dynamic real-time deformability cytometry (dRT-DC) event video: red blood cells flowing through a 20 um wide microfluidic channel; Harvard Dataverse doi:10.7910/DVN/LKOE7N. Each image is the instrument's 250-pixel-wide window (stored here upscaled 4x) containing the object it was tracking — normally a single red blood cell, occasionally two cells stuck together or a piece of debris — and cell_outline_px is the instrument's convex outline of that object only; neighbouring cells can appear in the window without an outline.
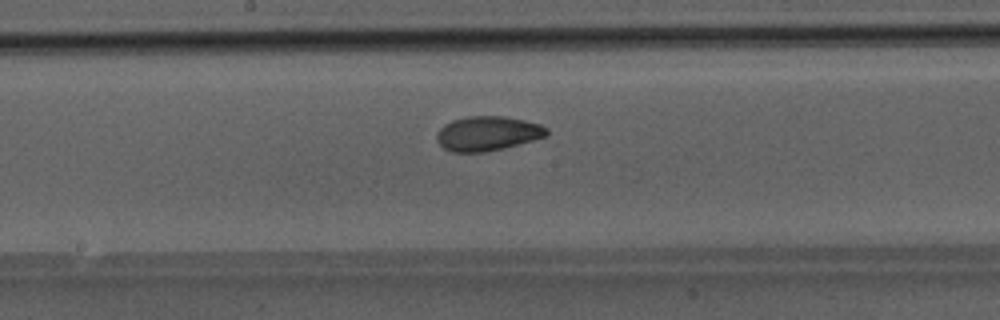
{"species": "Egyptian fruit bat (a non-hibernating species)", "species_latin": "Rousettus aegyptiacus", "temperature_condition": "room temperature", "stored_images_in_passage": 45, "camera_frame_rate_fps": 3000, "um_per_image_px": 0.085, "animal": {"sex": "male"}, "frame": {"image": 1, "passage_image": 23, "time_ms": 7.333, "image_size_px": [1000, 320], "cell_outline_px": [[548, 132], [544, 136], [532, 140], [504, 148], [484, 152], [452, 152], [444, 148], [436, 140], [436, 132], [444, 124], [452, 120], [468, 116], [504, 116], [524, 120], [540, 124], [548, 128]], "centroid_in_image_um": [41.4, 11.34], "position_along_channel_um": 206.8, "area_um2": 22.08}}
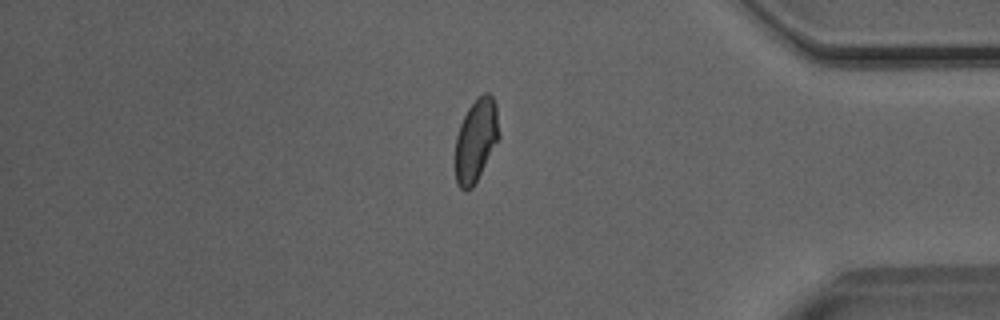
{"frame": {"image": 2, "passage_image": 38, "time_ms": 12.333, "image_size_px": [1000, 320], "cell_outline_px": [[500, 136], [472, 188], [468, 192], [464, 192], [456, 184], [456, 136], [460, 124], [468, 108], [484, 92], [488, 92], [492, 96], [496, 104]], "centroid_in_image_um": [40.46, 11.93], "position_along_channel_um": 394.7, "area_um2": 20.92}}
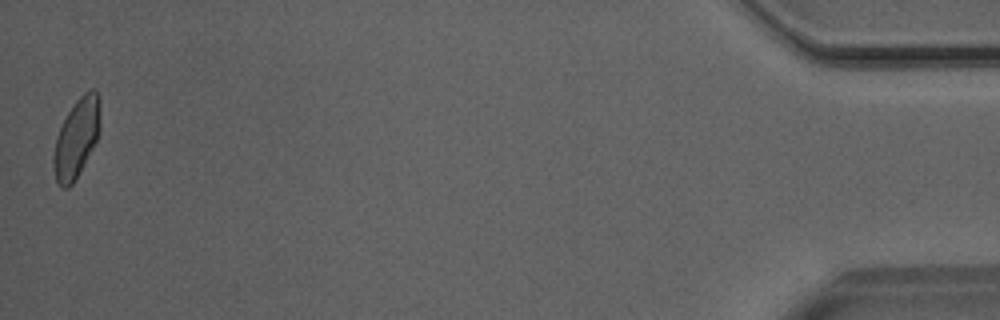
{"frame": {"image": 3, "passage_image": 45, "time_ms": 14.667, "image_size_px": [1000, 320], "cell_outline_px": [[100, 132], [92, 148], [72, 184], [68, 188], [60, 188], [56, 180], [52, 164], [52, 156], [56, 136], [68, 112], [76, 100], [84, 92], [92, 88], [100, 96]], "centroid_in_image_um": [6.49, 11.72], "position_along_channel_um": 428.7, "area_um2": 21.44}}